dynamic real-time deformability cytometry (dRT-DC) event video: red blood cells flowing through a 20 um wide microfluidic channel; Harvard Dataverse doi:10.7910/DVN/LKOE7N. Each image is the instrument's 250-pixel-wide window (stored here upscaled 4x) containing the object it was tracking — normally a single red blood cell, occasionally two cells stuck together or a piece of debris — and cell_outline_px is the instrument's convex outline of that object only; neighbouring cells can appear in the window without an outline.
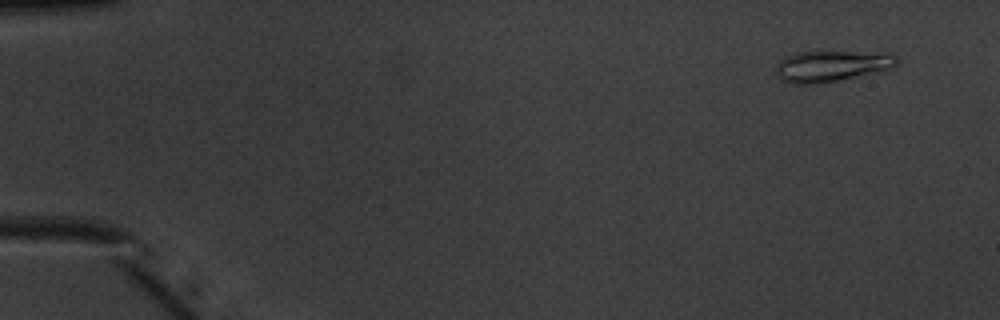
{"species": "common noctule bat (a hibernating species)", "species_latin": "Nyctalus noctula", "temperature_condition": "warm", "stored_images_in_passage": 48, "camera_frame_rate_fps": 3000, "um_per_image_px": 0.085, "animal": {"sex": "male", "body_mass_g": 20.1, "forearm_length_mm": 53.5}, "frame": {"image": 1, "passage_image": 1, "time_ms": 0.0, "image_size_px": [1000, 320], "cell_outline_px": [[896, 64], [892, 68], [820, 84], [792, 84], [776, 76], [776, 64], [780, 60], [788, 56], [800, 52], [896, 52]], "centroid_in_image_um": [70.69, 5.61], "position_along_channel_um": 14.3, "area_um2": 21.79}}
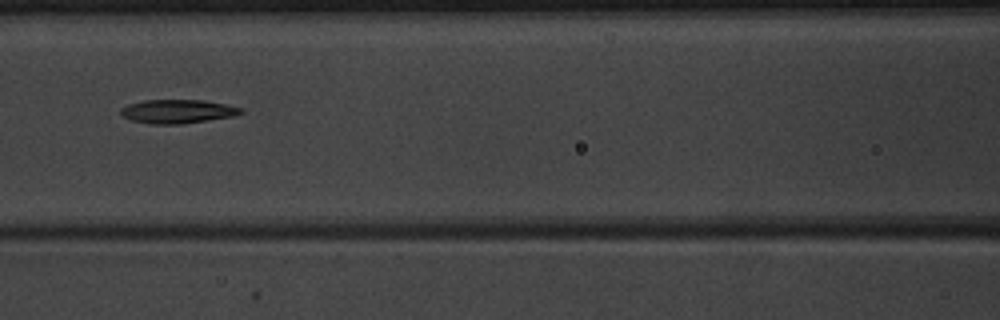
{"frame": {"image": 2, "passage_image": 21, "time_ms": 6.667, "image_size_px": [1000, 320], "cell_outline_px": [[244, 112], [232, 116], [208, 120], [180, 124], [148, 124], [132, 120], [124, 116], [120, 112], [120, 108], [128, 104], [144, 100], [204, 100], [244, 108]], "centroid_in_image_um": [15.09, 9.46], "position_along_channel_um": 151.5, "area_um2": 16.59}}
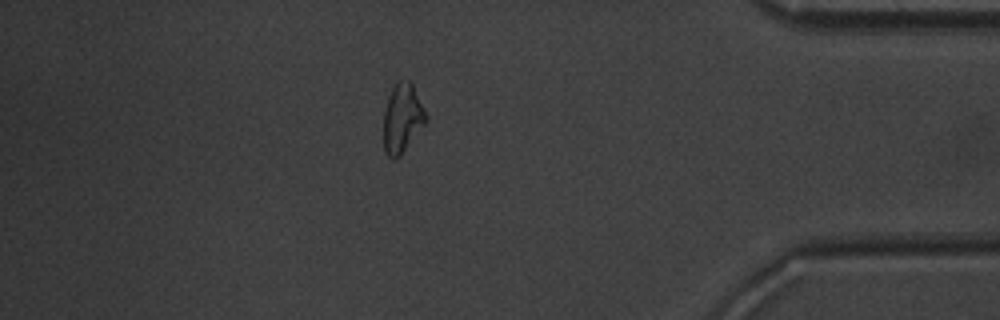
{"frame": {"image": 3, "passage_image": 42, "time_ms": 13.667, "image_size_px": [1000, 320], "cell_outline_px": [[428, 120], [400, 156], [396, 160], [392, 160], [384, 152], [384, 112], [392, 88], [396, 80], [408, 80], [412, 84], [428, 116]], "centroid_in_image_um": [34.2, 10.08], "position_along_channel_um": 401.0, "area_um2": 17.05}, "authors_computed_cell_mechanics": {"area_um2": 17.4267, "velocity_mm_per_s": 4.0258, "shape_relaxation_time_tau1_ms": 9.1878, "shape_relaxation_time_tau2_ms": 8.8434, "deformation_change_tau1": 0.2168, "deformation_change_tau2": 0.2068}}